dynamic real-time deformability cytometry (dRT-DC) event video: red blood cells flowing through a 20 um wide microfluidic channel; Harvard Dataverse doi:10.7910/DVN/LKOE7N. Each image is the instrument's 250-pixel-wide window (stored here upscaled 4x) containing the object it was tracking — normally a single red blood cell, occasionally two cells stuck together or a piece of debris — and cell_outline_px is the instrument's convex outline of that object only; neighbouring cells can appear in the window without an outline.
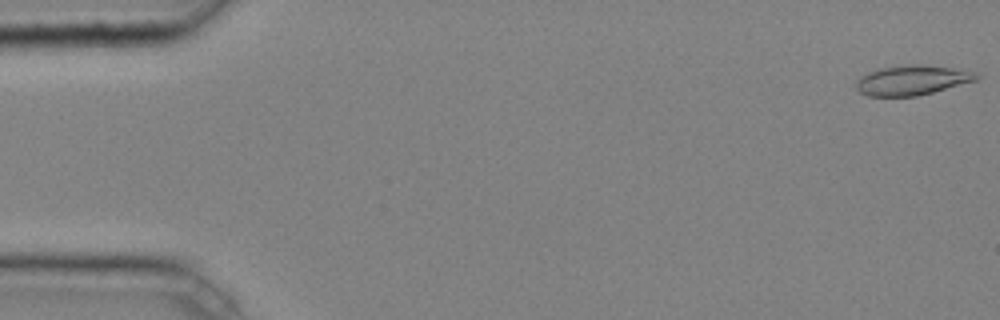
{"species": "common noctule bat (a hibernating species)", "species_latin": "Nyctalus noctula", "temperature_condition": "cold", "stored_images_in_passage": 14, "camera_frame_rate_fps": 3000, "um_per_image_px": 0.085, "animal": {"sex": "male", "body_mass_g": 20.4}, "frame": {"image": 1, "passage_image": 1, "time_ms": 0.0, "image_size_px": [1000, 320], "cell_outline_px": [[980, 76], [976, 80], [932, 92], [916, 96], [868, 96], [860, 92], [856, 88], [856, 80], [860, 76], [868, 72], [880, 68], [912, 64], [920, 64], [952, 68], [976, 72]], "centroid_in_image_um": [77.49, 6.81], "position_along_channel_um": 7.5, "area_um2": 20.69}}
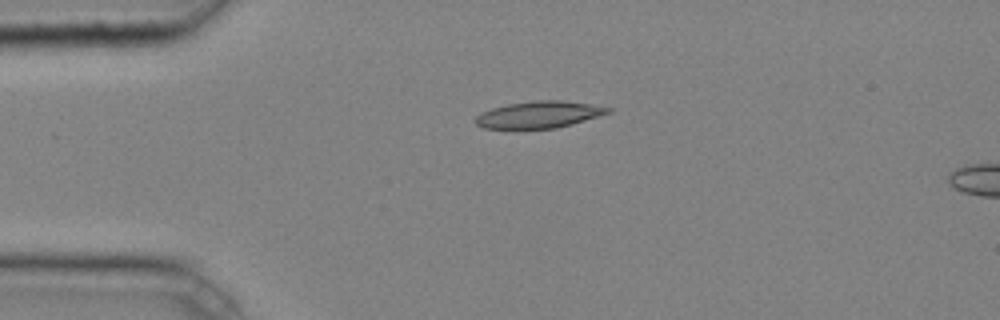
{"frame": {"image": 2, "passage_image": 11, "time_ms": 3.333, "image_size_px": [1000, 320], "cell_outline_px": [[612, 112], [572, 124], [556, 128], [484, 128], [476, 124], [476, 116], [480, 112], [492, 108], [508, 104], [536, 100], [560, 100], [592, 104], [612, 108]], "centroid_in_image_um": [45.84, 9.73], "position_along_channel_um": 39.2, "area_um2": 20.58}}